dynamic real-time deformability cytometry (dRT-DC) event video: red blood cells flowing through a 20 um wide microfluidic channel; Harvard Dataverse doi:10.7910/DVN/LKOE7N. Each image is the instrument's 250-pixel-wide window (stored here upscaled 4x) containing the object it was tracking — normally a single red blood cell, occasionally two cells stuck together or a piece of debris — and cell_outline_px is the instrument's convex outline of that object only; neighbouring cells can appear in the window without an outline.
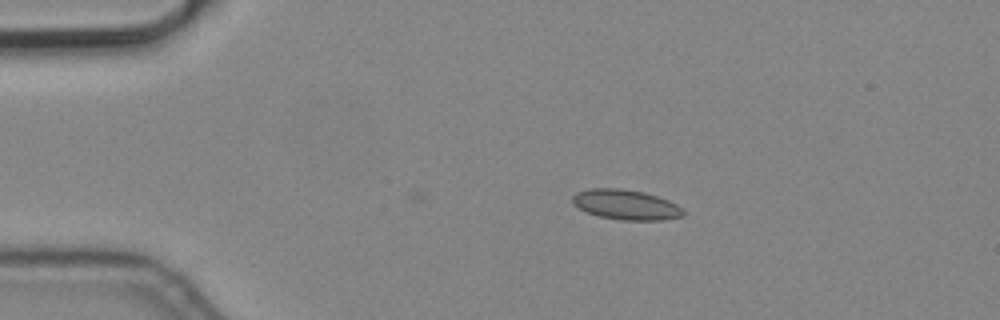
{"species": "common noctule bat (a hibernating species)", "species_latin": "Nyctalus noctula", "temperature_condition": "cold", "stored_images_in_passage": 5, "camera_frame_rate_fps": 3000, "um_per_image_px": 0.085, "animal": {"sex": "male", "body_mass_g": 19.2, "forearm_length_mm": 51.8}, "frame": {"image": 1, "passage_image": 5, "time_ms": 1.333, "image_size_px": [1000, 320], "cell_outline_px": [[684, 216], [664, 220], [624, 220], [600, 216], [588, 212], [572, 204], [572, 196], [576, 192], [592, 188], [620, 188], [644, 192], [668, 200], [684, 208]], "centroid_in_image_um": [53.22, 17.39], "position_along_channel_um": 31.8, "area_um2": 19.36}}